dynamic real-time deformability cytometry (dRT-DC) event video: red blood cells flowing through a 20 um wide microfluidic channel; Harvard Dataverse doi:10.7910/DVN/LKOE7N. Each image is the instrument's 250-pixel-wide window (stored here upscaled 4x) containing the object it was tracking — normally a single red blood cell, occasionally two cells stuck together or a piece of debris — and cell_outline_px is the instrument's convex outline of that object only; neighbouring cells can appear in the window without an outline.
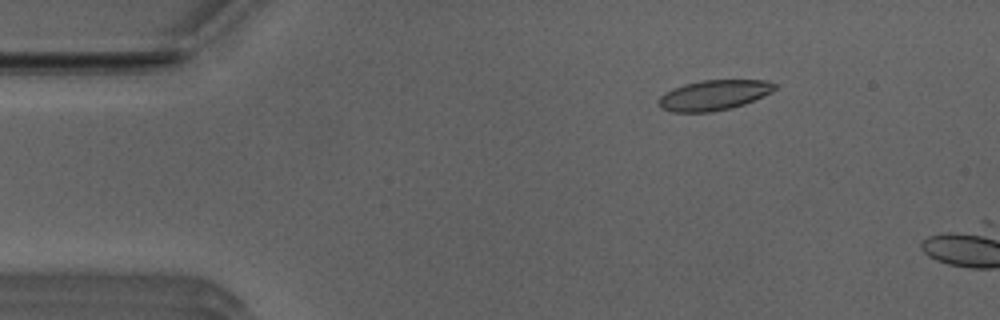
{"species": "Egyptian fruit bat (a non-hibernating species)", "species_latin": "Rousettus aegyptiacus", "temperature_condition": "room temperature", "stored_images_in_passage": 11, "camera_frame_rate_fps": 3000, "um_per_image_px": 0.085, "animal": {"sex": "male"}, "frame": {"image": 1, "passage_image": 8, "time_ms": 2.333, "image_size_px": [1000, 320], "cell_outline_px": [[776, 88], [772, 92], [744, 104], [732, 108], [712, 112], [672, 112], [660, 108], [656, 100], [664, 92], [672, 88], [684, 84], [700, 80], [768, 80], [776, 84]], "centroid_in_image_um": [60.64, 8.08], "position_along_channel_um": 24.4, "area_um2": 20.69}}